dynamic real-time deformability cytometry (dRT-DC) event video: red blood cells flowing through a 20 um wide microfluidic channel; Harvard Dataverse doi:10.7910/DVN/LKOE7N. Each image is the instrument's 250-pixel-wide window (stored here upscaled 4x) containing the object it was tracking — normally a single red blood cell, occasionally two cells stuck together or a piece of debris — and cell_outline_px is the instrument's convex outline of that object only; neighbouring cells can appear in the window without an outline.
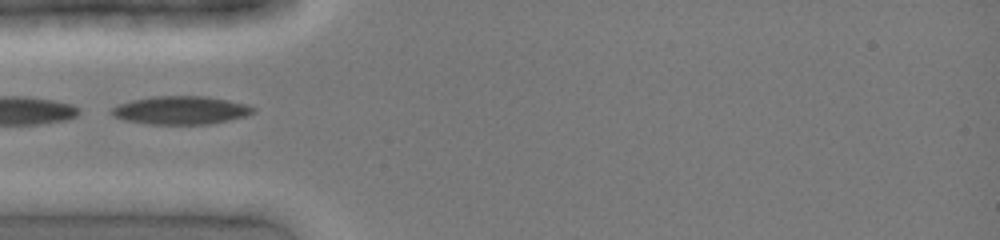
{"species": "common noctule bat (a hibernating species)", "species_latin": "Nyctalus noctula", "temperature_condition": "cold", "stored_images_in_passage": 16, "camera_frame_rate_fps": 3000, "um_per_image_px": 0.085, "animal": {"sex": "female", "body_mass_g": 19.0, "forearm_length_mm": 51.5}, "frame": {"image": 1, "passage_image": 1, "time_ms": 0.0, "image_size_px": [1000, 240], "cell_outline_px": [[256, 112], [244, 116], [228, 120], [208, 124], [148, 124], [124, 120], [112, 116], [108, 112], [116, 104], [132, 100], [152, 96], [204, 96], [228, 100], [248, 104], [256, 108]], "centroid_in_image_um": [15.33, 9.36], "position_along_channel_um": 69.7, "area_um2": 23.47}}
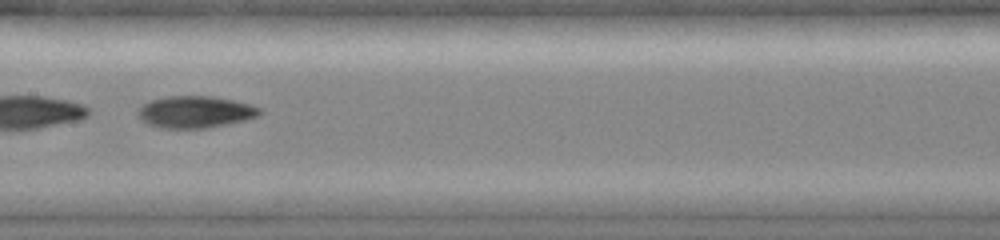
{"frame": {"image": 2, "passage_image": 9, "time_ms": 2.667, "image_size_px": [1000, 240], "cell_outline_px": [[260, 112], [256, 116], [244, 120], [204, 128], [160, 128], [148, 124], [136, 112], [144, 104], [152, 100], [168, 96], [208, 96], [232, 100], [252, 104], [260, 108]], "centroid_in_image_um": [16.58, 9.51], "position_along_channel_um": 190.8, "area_um2": 22.14}}